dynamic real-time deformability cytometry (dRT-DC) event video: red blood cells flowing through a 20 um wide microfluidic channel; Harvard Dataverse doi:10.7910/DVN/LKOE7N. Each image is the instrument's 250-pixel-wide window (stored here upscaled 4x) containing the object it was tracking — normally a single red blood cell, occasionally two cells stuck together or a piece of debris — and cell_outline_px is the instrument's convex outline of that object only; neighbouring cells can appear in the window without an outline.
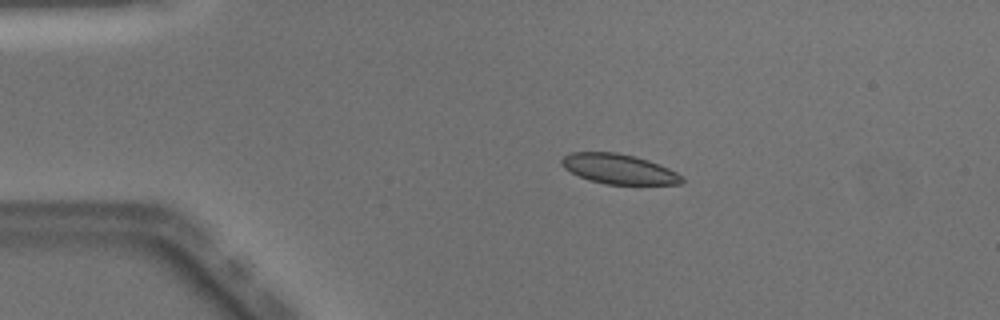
{"species": "Egyptian fruit bat (a non-hibernating species)", "species_latin": "Rousettus aegyptiacus", "temperature_condition": "warm", "stored_images_in_passage": 41, "camera_frame_rate_fps": 3000, "um_per_image_px": 0.085, "animal": {"sex": "male"}, "frame": {"image": 1, "passage_image": 1, "time_ms": 0.0, "image_size_px": [1000, 320], "cell_outline_px": [[684, 180], [680, 184], [608, 184], [588, 180], [564, 168], [560, 164], [560, 160], [564, 156], [572, 152], [616, 152], [636, 156], [660, 164], [684, 176]], "centroid_in_image_um": [52.61, 14.35], "position_along_channel_um": 32.4, "area_um2": 20.98}}
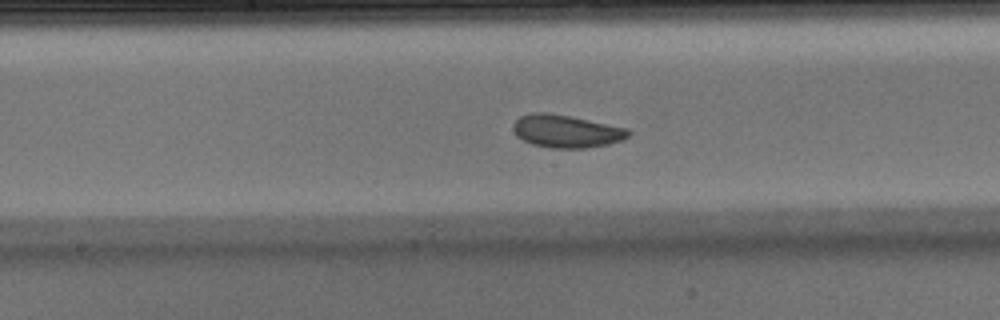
{"frame": {"image": 2, "passage_image": 17, "time_ms": 5.333, "image_size_px": [1000, 320], "cell_outline_px": [[632, 132], [624, 140], [608, 144], [584, 148], [552, 148], [532, 144], [516, 136], [512, 128], [512, 124], [520, 116], [532, 112], [548, 112], [628, 128]], "centroid_in_image_um": [48.12, 11.15], "position_along_channel_um": 200.1, "area_um2": 22.02}}
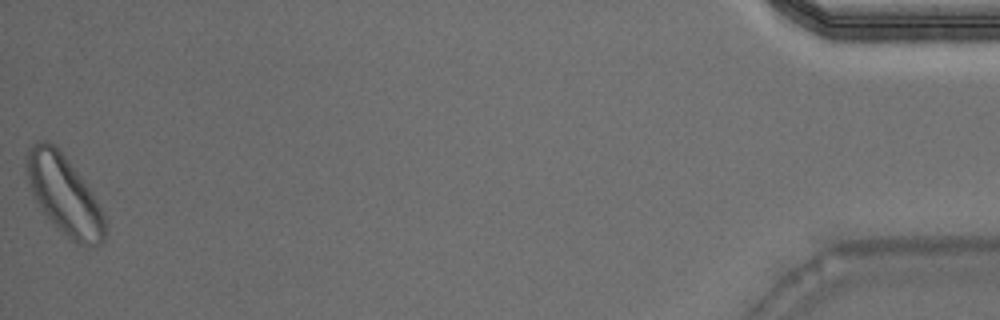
{"frame": {"image": 3, "passage_image": 41, "time_ms": 13.333, "image_size_px": [1000, 320], "cell_outline_px": [[108, 232], [104, 240], [96, 248], [88, 248], [72, 240], [44, 212], [36, 200], [28, 184], [24, 164], [24, 156], [28, 148], [36, 140], [44, 140], [52, 144], [64, 156], [80, 176], [92, 192], [104, 216]], "centroid_in_image_um": [5.46, 16.56], "position_along_channel_um": 429.7, "area_um2": 35.89}, "authors_computed_cell_mechanics": {"area_um2": 22.0218, "velocity_mm_per_s": 4.0374, "shape_relaxation_time_tau1_ms": 3.1556, "shape_relaxation_time_tau2_ms": 7.4703, "deformation_change_tau1": 0.0817, "deformation_change_tau2": 0.108}}